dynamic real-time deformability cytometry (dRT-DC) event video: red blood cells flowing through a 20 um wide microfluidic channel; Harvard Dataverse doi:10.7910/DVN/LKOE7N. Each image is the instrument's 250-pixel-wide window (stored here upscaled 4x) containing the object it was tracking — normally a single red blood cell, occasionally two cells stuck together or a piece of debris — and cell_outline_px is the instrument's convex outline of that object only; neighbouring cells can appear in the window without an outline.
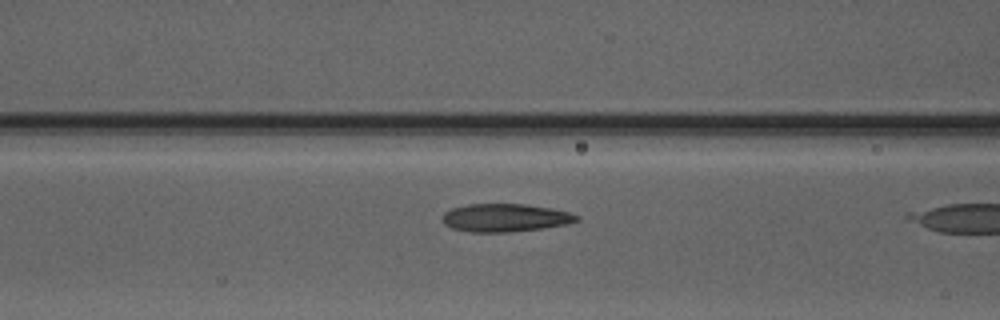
{"species": "Egyptian fruit bat (a non-hibernating species)", "species_latin": "Rousettus aegyptiacus", "temperature_condition": "warm", "stored_images_in_passage": 7, "camera_frame_rate_fps": 3000, "um_per_image_px": 0.085, "animal": {"sex": "male"}, "frame": {"image": 1, "passage_image": 4, "time_ms": 4.333, "image_size_px": [1000, 320], "cell_outline_px": [[580, 220], [568, 224], [544, 228], [512, 232], [468, 232], [452, 228], [444, 224], [440, 220], [444, 212], [452, 208], [468, 204], [524, 204], [548, 208], [568, 212], [580, 216]], "centroid_in_image_um": [42.91, 18.52], "position_along_channel_um": 123.7, "area_um2": 22.08}}
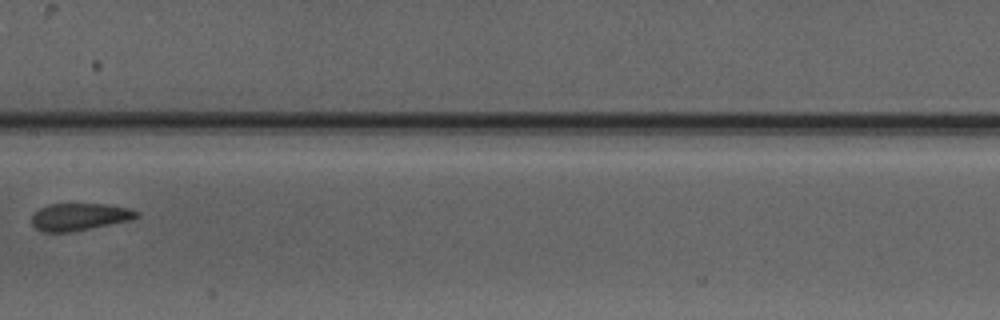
{"frame": {"image": 2, "passage_image": 6, "time_ms": 7.667, "image_size_px": [1000, 320], "cell_outline_px": [[140, 216], [132, 220], [72, 232], [40, 232], [32, 224], [32, 212], [48, 204], [108, 204], [128, 208], [140, 212]], "centroid_in_image_um": [6.76, 18.43], "position_along_channel_um": 200.6, "area_um2": 16.94}}
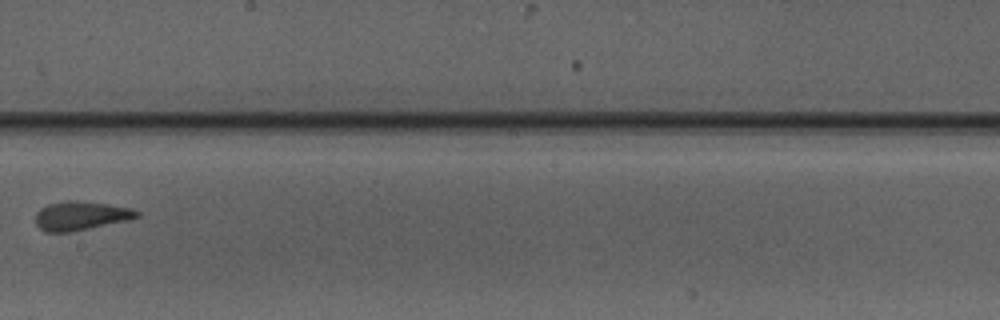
{"frame": {"image": 3, "passage_image": 7, "time_ms": 8.667, "image_size_px": [1000, 320], "cell_outline_px": [[140, 216], [128, 220], [72, 232], [44, 232], [36, 224], [36, 212], [40, 208], [48, 204], [68, 200], [76, 200], [108, 204], [132, 208], [140, 212]], "centroid_in_image_um": [6.87, 18.34], "position_along_channel_um": 241.3, "area_um2": 17.17}}